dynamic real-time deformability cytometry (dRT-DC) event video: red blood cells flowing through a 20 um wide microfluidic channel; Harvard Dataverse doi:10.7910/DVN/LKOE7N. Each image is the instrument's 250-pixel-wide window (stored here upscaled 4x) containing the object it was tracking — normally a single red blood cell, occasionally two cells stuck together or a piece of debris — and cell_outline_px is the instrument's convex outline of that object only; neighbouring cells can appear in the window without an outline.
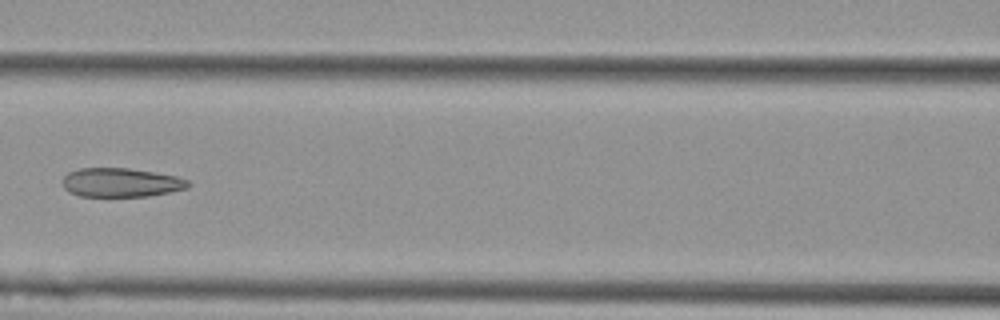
{"species": "Egyptian fruit bat (a non-hibernating species)", "species_latin": "Rousettus aegyptiacus", "temperature_condition": "cold", "stored_images_in_passage": 4, "camera_frame_rate_fps": 3000, "um_per_image_px": 0.085, "animal": {"sex": "female"}, "frame": {"image": 1, "passage_image": 4, "time_ms": 1.0, "image_size_px": [1000, 320], "cell_outline_px": [[192, 184], [188, 188], [148, 196], [80, 196], [68, 192], [64, 188], [60, 180], [68, 172], [80, 168], [128, 168], [176, 176], [188, 180]], "centroid_in_image_um": [10.24, 15.51], "position_along_channel_um": 156.4, "area_um2": 21.27}}